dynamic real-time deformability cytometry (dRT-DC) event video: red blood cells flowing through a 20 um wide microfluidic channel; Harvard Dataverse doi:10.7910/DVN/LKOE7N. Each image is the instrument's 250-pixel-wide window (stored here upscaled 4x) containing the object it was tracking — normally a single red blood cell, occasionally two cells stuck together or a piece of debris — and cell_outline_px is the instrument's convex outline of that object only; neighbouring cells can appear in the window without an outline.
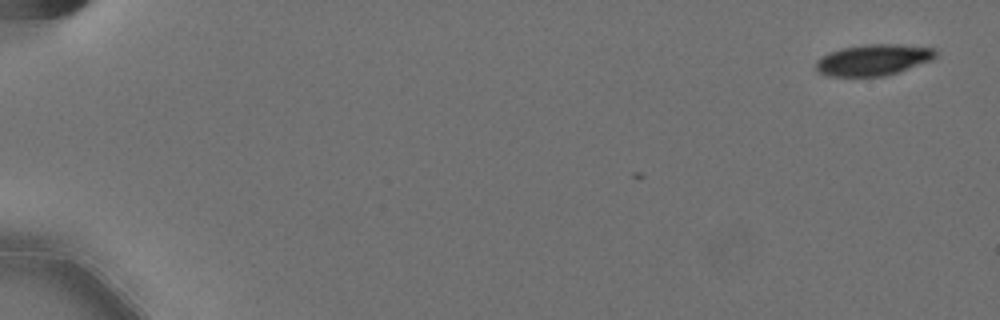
{"species": "Egyptian fruit bat (a non-hibernating species)", "species_latin": "Rousettus aegyptiacus", "temperature_condition": "cold", "stored_images_in_passage": 5, "camera_frame_rate_fps": 3000, "um_per_image_px": 0.085, "animal": {"sex": "female"}, "frame": {"image": 1, "passage_image": 1, "time_ms": 0.0, "image_size_px": [1000, 320], "cell_outline_px": [[936, 56], [932, 60], [884, 76], [824, 76], [816, 72], [816, 60], [828, 52], [844, 48], [864, 44], [896, 44], [936, 48]], "centroid_in_image_um": [74.19, 5.09], "position_along_channel_um": 10.8, "area_um2": 21.73}}